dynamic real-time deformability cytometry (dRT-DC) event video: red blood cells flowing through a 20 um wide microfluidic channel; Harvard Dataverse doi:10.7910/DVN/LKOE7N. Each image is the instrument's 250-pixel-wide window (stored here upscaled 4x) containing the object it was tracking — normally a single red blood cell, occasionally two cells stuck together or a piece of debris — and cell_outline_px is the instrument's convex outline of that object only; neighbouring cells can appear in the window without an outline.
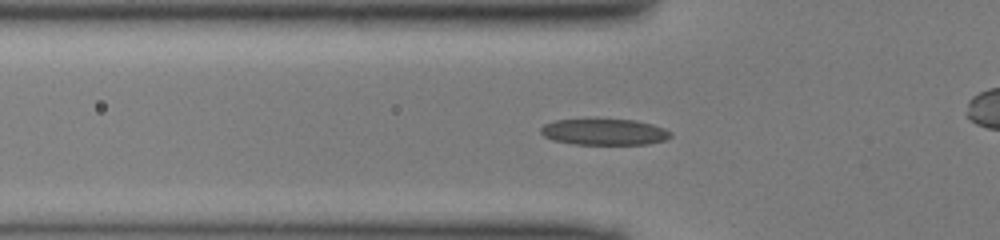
{"species": "common noctule bat (a hibernating species)", "species_latin": "Nyctalus noctula", "temperature_condition": "cold", "stored_images_in_passage": 49, "camera_frame_rate_fps": 3000, "um_per_image_px": 0.085, "animal": {"sex": "male", "body_mass_g": 13.0, "forearm_length_mm": 53.1}, "frame": {"image": 1, "passage_image": 15, "time_ms": 4.667, "image_size_px": [1000, 240], "cell_outline_px": [[672, 136], [664, 140], [648, 144], [572, 144], [552, 140], [544, 136], [540, 132], [540, 128], [544, 124], [556, 120], [636, 120], [652, 124], [664, 128], [672, 132]], "centroid_in_image_um": [51.37, 11.22], "position_along_channel_um": 74.4, "area_um2": 19.71}}
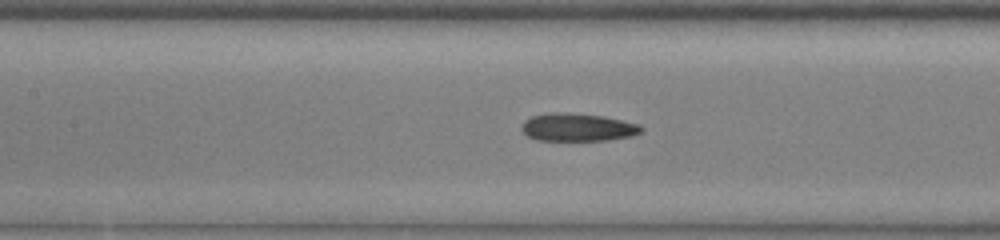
{"frame": {"image": 2, "passage_image": 21, "time_ms": 6.667, "image_size_px": [1000, 240], "cell_outline_px": [[644, 128], [640, 132], [632, 136], [608, 140], [536, 140], [528, 136], [520, 128], [524, 120], [532, 116], [552, 112], [568, 112], [604, 116], [640, 124]], "centroid_in_image_um": [49.1, 10.81], "position_along_channel_um": 158.3, "area_um2": 19.54}}
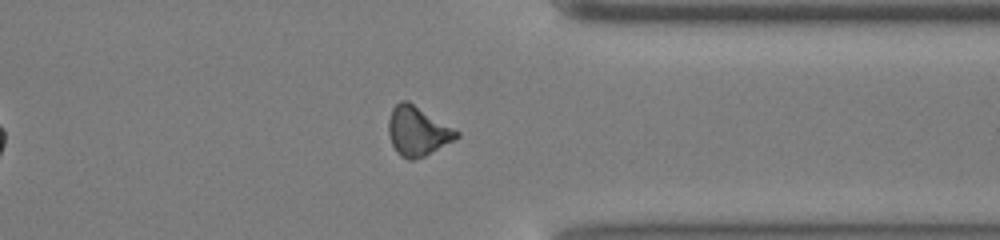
{"frame": {"image": 3, "passage_image": 37, "time_ms": 12.0, "image_size_px": [1000, 240], "cell_outline_px": [[460, 136], [424, 156], [412, 160], [408, 160], [400, 156], [396, 152], [388, 136], [388, 120], [392, 108], [400, 100], [408, 100], [460, 132]], "centroid_in_image_um": [35.45, 11.14], "position_along_channel_um": 375.9, "area_um2": 19.54}}